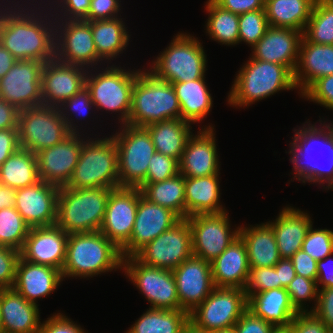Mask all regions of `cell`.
<instances>
[{"label":"cell","instance_id":"obj_1","mask_svg":"<svg viewBox=\"0 0 333 333\" xmlns=\"http://www.w3.org/2000/svg\"><path fill=\"white\" fill-rule=\"evenodd\" d=\"M11 1L6 0L5 3L2 0L0 3V44L18 61L38 60L45 63L54 59L55 21L53 12L46 11L43 7L45 1L41 0L39 7H35L37 0H24L21 3L24 2L25 5L20 4L19 0Z\"/></svg>","mask_w":333,"mask_h":333},{"label":"cell","instance_id":"obj_2","mask_svg":"<svg viewBox=\"0 0 333 333\" xmlns=\"http://www.w3.org/2000/svg\"><path fill=\"white\" fill-rule=\"evenodd\" d=\"M319 122V128L314 124H310V121H306L307 125L303 123L302 128L299 127L293 130L295 135H293V140L290 142L291 148L288 153L292 157L290 156L289 160L293 164V170L295 171L293 179L296 178L302 183L327 184L326 187L323 185V188L333 190V129L329 123L326 124V121L323 124L322 120ZM317 146L318 148H316ZM319 148L321 150L318 152ZM323 148H325L327 154L323 152L324 150L322 151ZM313 151H317L319 154L321 152V154L324 153L327 165L324 163L325 166L323 167V165L318 164L317 161L320 157L314 160L315 157L311 156L314 153Z\"/></svg>","mask_w":333,"mask_h":333},{"label":"cell","instance_id":"obj_3","mask_svg":"<svg viewBox=\"0 0 333 333\" xmlns=\"http://www.w3.org/2000/svg\"><path fill=\"white\" fill-rule=\"evenodd\" d=\"M121 250L100 231L69 234L62 269L66 277H93L122 269Z\"/></svg>","mask_w":333,"mask_h":333},{"label":"cell","instance_id":"obj_4","mask_svg":"<svg viewBox=\"0 0 333 333\" xmlns=\"http://www.w3.org/2000/svg\"><path fill=\"white\" fill-rule=\"evenodd\" d=\"M235 77L227 99L233 107L250 106L279 91L297 88L294 73L287 66L251 56Z\"/></svg>","mask_w":333,"mask_h":333},{"label":"cell","instance_id":"obj_5","mask_svg":"<svg viewBox=\"0 0 333 333\" xmlns=\"http://www.w3.org/2000/svg\"><path fill=\"white\" fill-rule=\"evenodd\" d=\"M181 118L180 103L173 85L141 70L134 83L130 115L126 124L146 127Z\"/></svg>","mask_w":333,"mask_h":333},{"label":"cell","instance_id":"obj_6","mask_svg":"<svg viewBox=\"0 0 333 333\" xmlns=\"http://www.w3.org/2000/svg\"><path fill=\"white\" fill-rule=\"evenodd\" d=\"M112 189L61 187L56 225L68 234L99 231Z\"/></svg>","mask_w":333,"mask_h":333},{"label":"cell","instance_id":"obj_7","mask_svg":"<svg viewBox=\"0 0 333 333\" xmlns=\"http://www.w3.org/2000/svg\"><path fill=\"white\" fill-rule=\"evenodd\" d=\"M82 144L79 160L67 188L119 187L118 154L113 136L89 138Z\"/></svg>","mask_w":333,"mask_h":333},{"label":"cell","instance_id":"obj_8","mask_svg":"<svg viewBox=\"0 0 333 333\" xmlns=\"http://www.w3.org/2000/svg\"><path fill=\"white\" fill-rule=\"evenodd\" d=\"M150 71L156 78L173 83L205 78L206 54L198 38L179 33L169 46L152 61Z\"/></svg>","mask_w":333,"mask_h":333},{"label":"cell","instance_id":"obj_9","mask_svg":"<svg viewBox=\"0 0 333 333\" xmlns=\"http://www.w3.org/2000/svg\"><path fill=\"white\" fill-rule=\"evenodd\" d=\"M101 69L100 73L94 70L95 74L88 69L85 80L95 110L119 113L118 123L125 125L130 115L134 83L142 69L125 70L114 64Z\"/></svg>","mask_w":333,"mask_h":333},{"label":"cell","instance_id":"obj_10","mask_svg":"<svg viewBox=\"0 0 333 333\" xmlns=\"http://www.w3.org/2000/svg\"><path fill=\"white\" fill-rule=\"evenodd\" d=\"M113 138L118 154L119 187H140L145 181L155 146L145 127L122 125Z\"/></svg>","mask_w":333,"mask_h":333},{"label":"cell","instance_id":"obj_11","mask_svg":"<svg viewBox=\"0 0 333 333\" xmlns=\"http://www.w3.org/2000/svg\"><path fill=\"white\" fill-rule=\"evenodd\" d=\"M17 128L20 148L34 154L55 146L71 134L58 107L43 105L19 110Z\"/></svg>","mask_w":333,"mask_h":333},{"label":"cell","instance_id":"obj_12","mask_svg":"<svg viewBox=\"0 0 333 333\" xmlns=\"http://www.w3.org/2000/svg\"><path fill=\"white\" fill-rule=\"evenodd\" d=\"M245 290L215 287L210 295L189 313V321L198 329L212 332L232 328L247 310Z\"/></svg>","mask_w":333,"mask_h":333},{"label":"cell","instance_id":"obj_13","mask_svg":"<svg viewBox=\"0 0 333 333\" xmlns=\"http://www.w3.org/2000/svg\"><path fill=\"white\" fill-rule=\"evenodd\" d=\"M122 268L126 277L151 303L149 308L183 310L172 270L144 265L134 256L123 258Z\"/></svg>","mask_w":333,"mask_h":333},{"label":"cell","instance_id":"obj_14","mask_svg":"<svg viewBox=\"0 0 333 333\" xmlns=\"http://www.w3.org/2000/svg\"><path fill=\"white\" fill-rule=\"evenodd\" d=\"M229 213L197 214L187 217L191 228L192 254L212 262L239 237L240 226L233 229Z\"/></svg>","mask_w":333,"mask_h":333},{"label":"cell","instance_id":"obj_15","mask_svg":"<svg viewBox=\"0 0 333 333\" xmlns=\"http://www.w3.org/2000/svg\"><path fill=\"white\" fill-rule=\"evenodd\" d=\"M55 58L97 70L103 60L97 55L91 25L84 20H55Z\"/></svg>","mask_w":333,"mask_h":333},{"label":"cell","instance_id":"obj_16","mask_svg":"<svg viewBox=\"0 0 333 333\" xmlns=\"http://www.w3.org/2000/svg\"><path fill=\"white\" fill-rule=\"evenodd\" d=\"M191 228L181 219L141 248L134 257L144 265L173 270L192 256Z\"/></svg>","mask_w":333,"mask_h":333},{"label":"cell","instance_id":"obj_17","mask_svg":"<svg viewBox=\"0 0 333 333\" xmlns=\"http://www.w3.org/2000/svg\"><path fill=\"white\" fill-rule=\"evenodd\" d=\"M44 64L38 60H16L0 79V98L18 110L41 106V74Z\"/></svg>","mask_w":333,"mask_h":333},{"label":"cell","instance_id":"obj_18","mask_svg":"<svg viewBox=\"0 0 333 333\" xmlns=\"http://www.w3.org/2000/svg\"><path fill=\"white\" fill-rule=\"evenodd\" d=\"M140 197L138 187H118L110 191L99 231L119 249L131 238Z\"/></svg>","mask_w":333,"mask_h":333},{"label":"cell","instance_id":"obj_19","mask_svg":"<svg viewBox=\"0 0 333 333\" xmlns=\"http://www.w3.org/2000/svg\"><path fill=\"white\" fill-rule=\"evenodd\" d=\"M71 133L55 146L36 153L39 179L59 188L66 186L78 163L85 134ZM85 136V138L81 136Z\"/></svg>","mask_w":333,"mask_h":333},{"label":"cell","instance_id":"obj_20","mask_svg":"<svg viewBox=\"0 0 333 333\" xmlns=\"http://www.w3.org/2000/svg\"><path fill=\"white\" fill-rule=\"evenodd\" d=\"M180 220L175 212L149 201L141 193L131 238L120 249L122 257L134 256L141 248L164 231L171 229Z\"/></svg>","mask_w":333,"mask_h":333},{"label":"cell","instance_id":"obj_21","mask_svg":"<svg viewBox=\"0 0 333 333\" xmlns=\"http://www.w3.org/2000/svg\"><path fill=\"white\" fill-rule=\"evenodd\" d=\"M88 69L56 58L45 62L41 74L42 105L58 107L83 87Z\"/></svg>","mask_w":333,"mask_h":333},{"label":"cell","instance_id":"obj_22","mask_svg":"<svg viewBox=\"0 0 333 333\" xmlns=\"http://www.w3.org/2000/svg\"><path fill=\"white\" fill-rule=\"evenodd\" d=\"M182 309L188 313L200 305L214 290L211 263L191 256L172 270Z\"/></svg>","mask_w":333,"mask_h":333},{"label":"cell","instance_id":"obj_23","mask_svg":"<svg viewBox=\"0 0 333 333\" xmlns=\"http://www.w3.org/2000/svg\"><path fill=\"white\" fill-rule=\"evenodd\" d=\"M69 234L56 224L32 227L25 239L20 257L25 261L62 271Z\"/></svg>","mask_w":333,"mask_h":333},{"label":"cell","instance_id":"obj_24","mask_svg":"<svg viewBox=\"0 0 333 333\" xmlns=\"http://www.w3.org/2000/svg\"><path fill=\"white\" fill-rule=\"evenodd\" d=\"M59 189L40 180L16 190L14 207L30 228L56 224Z\"/></svg>","mask_w":333,"mask_h":333},{"label":"cell","instance_id":"obj_25","mask_svg":"<svg viewBox=\"0 0 333 333\" xmlns=\"http://www.w3.org/2000/svg\"><path fill=\"white\" fill-rule=\"evenodd\" d=\"M214 126L203 127L189 136L179 161V173L184 177L220 174Z\"/></svg>","mask_w":333,"mask_h":333},{"label":"cell","instance_id":"obj_26","mask_svg":"<svg viewBox=\"0 0 333 333\" xmlns=\"http://www.w3.org/2000/svg\"><path fill=\"white\" fill-rule=\"evenodd\" d=\"M303 32L291 28L269 27L252 47L251 57L287 66L293 73L299 57Z\"/></svg>","mask_w":333,"mask_h":333},{"label":"cell","instance_id":"obj_27","mask_svg":"<svg viewBox=\"0 0 333 333\" xmlns=\"http://www.w3.org/2000/svg\"><path fill=\"white\" fill-rule=\"evenodd\" d=\"M38 306L27 301L14 288L0 289L1 331L37 333L41 324Z\"/></svg>","mask_w":333,"mask_h":333},{"label":"cell","instance_id":"obj_28","mask_svg":"<svg viewBox=\"0 0 333 333\" xmlns=\"http://www.w3.org/2000/svg\"><path fill=\"white\" fill-rule=\"evenodd\" d=\"M63 280L62 271L28 262L20 257L13 288L27 301L38 305V298L46 297L53 291L55 292Z\"/></svg>","mask_w":333,"mask_h":333},{"label":"cell","instance_id":"obj_29","mask_svg":"<svg viewBox=\"0 0 333 333\" xmlns=\"http://www.w3.org/2000/svg\"><path fill=\"white\" fill-rule=\"evenodd\" d=\"M333 75V45L315 44L302 37L294 71L295 85L302 95L317 79Z\"/></svg>","mask_w":333,"mask_h":333},{"label":"cell","instance_id":"obj_30","mask_svg":"<svg viewBox=\"0 0 333 333\" xmlns=\"http://www.w3.org/2000/svg\"><path fill=\"white\" fill-rule=\"evenodd\" d=\"M210 263L215 287L240 288L244 290L250 266L247 249L240 236Z\"/></svg>","mask_w":333,"mask_h":333},{"label":"cell","instance_id":"obj_31","mask_svg":"<svg viewBox=\"0 0 333 333\" xmlns=\"http://www.w3.org/2000/svg\"><path fill=\"white\" fill-rule=\"evenodd\" d=\"M267 223L275 234L280 257L290 259L302 249L306 233L313 222L308 213L286 206L275 220Z\"/></svg>","mask_w":333,"mask_h":333},{"label":"cell","instance_id":"obj_32","mask_svg":"<svg viewBox=\"0 0 333 333\" xmlns=\"http://www.w3.org/2000/svg\"><path fill=\"white\" fill-rule=\"evenodd\" d=\"M219 182V174L185 177V219L197 214L226 211L220 203Z\"/></svg>","mask_w":333,"mask_h":333},{"label":"cell","instance_id":"obj_33","mask_svg":"<svg viewBox=\"0 0 333 333\" xmlns=\"http://www.w3.org/2000/svg\"><path fill=\"white\" fill-rule=\"evenodd\" d=\"M247 309L275 327H288L298 314L286 288L258 292L247 299Z\"/></svg>","mask_w":333,"mask_h":333},{"label":"cell","instance_id":"obj_34","mask_svg":"<svg viewBox=\"0 0 333 333\" xmlns=\"http://www.w3.org/2000/svg\"><path fill=\"white\" fill-rule=\"evenodd\" d=\"M250 226H240L239 232L247 249L250 268L275 266L281 257L272 227L267 222Z\"/></svg>","mask_w":333,"mask_h":333},{"label":"cell","instance_id":"obj_35","mask_svg":"<svg viewBox=\"0 0 333 333\" xmlns=\"http://www.w3.org/2000/svg\"><path fill=\"white\" fill-rule=\"evenodd\" d=\"M191 125L181 118H176L153 123L145 128L151 136L156 152L180 161L186 142L193 133Z\"/></svg>","mask_w":333,"mask_h":333},{"label":"cell","instance_id":"obj_36","mask_svg":"<svg viewBox=\"0 0 333 333\" xmlns=\"http://www.w3.org/2000/svg\"><path fill=\"white\" fill-rule=\"evenodd\" d=\"M91 25L92 37L96 46L97 55L103 62L116 59L128 46L130 34L122 18L95 20L88 22ZM105 60V61H104Z\"/></svg>","mask_w":333,"mask_h":333},{"label":"cell","instance_id":"obj_37","mask_svg":"<svg viewBox=\"0 0 333 333\" xmlns=\"http://www.w3.org/2000/svg\"><path fill=\"white\" fill-rule=\"evenodd\" d=\"M172 85L180 103L181 119L190 124L202 122L213 106L205 78Z\"/></svg>","mask_w":333,"mask_h":333},{"label":"cell","instance_id":"obj_38","mask_svg":"<svg viewBox=\"0 0 333 333\" xmlns=\"http://www.w3.org/2000/svg\"><path fill=\"white\" fill-rule=\"evenodd\" d=\"M316 0H265L270 27L291 28L304 32Z\"/></svg>","mask_w":333,"mask_h":333},{"label":"cell","instance_id":"obj_39","mask_svg":"<svg viewBox=\"0 0 333 333\" xmlns=\"http://www.w3.org/2000/svg\"><path fill=\"white\" fill-rule=\"evenodd\" d=\"M36 154L18 148L0 166V184L20 189L39 182Z\"/></svg>","mask_w":333,"mask_h":333},{"label":"cell","instance_id":"obj_40","mask_svg":"<svg viewBox=\"0 0 333 333\" xmlns=\"http://www.w3.org/2000/svg\"><path fill=\"white\" fill-rule=\"evenodd\" d=\"M185 177L179 173L164 181L143 183L139 189L149 201L169 208L185 219Z\"/></svg>","mask_w":333,"mask_h":333},{"label":"cell","instance_id":"obj_41","mask_svg":"<svg viewBox=\"0 0 333 333\" xmlns=\"http://www.w3.org/2000/svg\"><path fill=\"white\" fill-rule=\"evenodd\" d=\"M188 323L189 313L184 310L149 308L126 333H182Z\"/></svg>","mask_w":333,"mask_h":333},{"label":"cell","instance_id":"obj_42","mask_svg":"<svg viewBox=\"0 0 333 333\" xmlns=\"http://www.w3.org/2000/svg\"><path fill=\"white\" fill-rule=\"evenodd\" d=\"M205 6L209 14L205 26L210 38L222 45L238 44L239 14L221 8L213 0H208Z\"/></svg>","mask_w":333,"mask_h":333},{"label":"cell","instance_id":"obj_43","mask_svg":"<svg viewBox=\"0 0 333 333\" xmlns=\"http://www.w3.org/2000/svg\"><path fill=\"white\" fill-rule=\"evenodd\" d=\"M303 36L315 44L333 45V0H316Z\"/></svg>","mask_w":333,"mask_h":333},{"label":"cell","instance_id":"obj_44","mask_svg":"<svg viewBox=\"0 0 333 333\" xmlns=\"http://www.w3.org/2000/svg\"><path fill=\"white\" fill-rule=\"evenodd\" d=\"M30 226L15 207L0 209V242L1 247L21 251Z\"/></svg>","mask_w":333,"mask_h":333},{"label":"cell","instance_id":"obj_45","mask_svg":"<svg viewBox=\"0 0 333 333\" xmlns=\"http://www.w3.org/2000/svg\"><path fill=\"white\" fill-rule=\"evenodd\" d=\"M269 27L265 9L239 14L238 45L243 41L252 48L265 35Z\"/></svg>","mask_w":333,"mask_h":333},{"label":"cell","instance_id":"obj_46","mask_svg":"<svg viewBox=\"0 0 333 333\" xmlns=\"http://www.w3.org/2000/svg\"><path fill=\"white\" fill-rule=\"evenodd\" d=\"M91 108L95 109V105L92 102L90 92L86 88V86L83 87L71 98L64 101L60 106H58L61 117L65 120L67 128L70 130L71 133H80L79 131H81L79 130L81 128H78L80 126H76L77 124L75 123V121L77 120H74V116L77 115L78 117H80V119L83 115L88 116L89 114H91V112H89L90 110H92ZM72 116L73 118H71Z\"/></svg>","mask_w":333,"mask_h":333},{"label":"cell","instance_id":"obj_47","mask_svg":"<svg viewBox=\"0 0 333 333\" xmlns=\"http://www.w3.org/2000/svg\"><path fill=\"white\" fill-rule=\"evenodd\" d=\"M316 280L308 279L303 276L296 275L290 284L286 287V291L291 300V304L298 313L313 312L317 305L318 290ZM314 301V307L305 308L306 301Z\"/></svg>","mask_w":333,"mask_h":333},{"label":"cell","instance_id":"obj_48","mask_svg":"<svg viewBox=\"0 0 333 333\" xmlns=\"http://www.w3.org/2000/svg\"><path fill=\"white\" fill-rule=\"evenodd\" d=\"M302 250L316 261L333 255V231L329 229H313L309 227L302 243Z\"/></svg>","mask_w":333,"mask_h":333},{"label":"cell","instance_id":"obj_49","mask_svg":"<svg viewBox=\"0 0 333 333\" xmlns=\"http://www.w3.org/2000/svg\"><path fill=\"white\" fill-rule=\"evenodd\" d=\"M279 288L278 272L273 267L250 268L244 288L247 299L258 293Z\"/></svg>","mask_w":333,"mask_h":333},{"label":"cell","instance_id":"obj_50","mask_svg":"<svg viewBox=\"0 0 333 333\" xmlns=\"http://www.w3.org/2000/svg\"><path fill=\"white\" fill-rule=\"evenodd\" d=\"M179 174V161L156 152L148 164V172L144 183H155L167 180Z\"/></svg>","mask_w":333,"mask_h":333},{"label":"cell","instance_id":"obj_51","mask_svg":"<svg viewBox=\"0 0 333 333\" xmlns=\"http://www.w3.org/2000/svg\"><path fill=\"white\" fill-rule=\"evenodd\" d=\"M50 1L51 0H47L49 3H45L47 5H45V7H47L48 10L50 9L51 12H55V15L53 14V16H56L54 20H83L89 12L91 3V0H52V3H50Z\"/></svg>","mask_w":333,"mask_h":333},{"label":"cell","instance_id":"obj_52","mask_svg":"<svg viewBox=\"0 0 333 333\" xmlns=\"http://www.w3.org/2000/svg\"><path fill=\"white\" fill-rule=\"evenodd\" d=\"M301 97L333 110V75L317 79Z\"/></svg>","mask_w":333,"mask_h":333},{"label":"cell","instance_id":"obj_53","mask_svg":"<svg viewBox=\"0 0 333 333\" xmlns=\"http://www.w3.org/2000/svg\"><path fill=\"white\" fill-rule=\"evenodd\" d=\"M19 258L16 249L0 247V289L13 288Z\"/></svg>","mask_w":333,"mask_h":333},{"label":"cell","instance_id":"obj_54","mask_svg":"<svg viewBox=\"0 0 333 333\" xmlns=\"http://www.w3.org/2000/svg\"><path fill=\"white\" fill-rule=\"evenodd\" d=\"M289 327L291 333H330V328L313 312L298 313Z\"/></svg>","mask_w":333,"mask_h":333},{"label":"cell","instance_id":"obj_55","mask_svg":"<svg viewBox=\"0 0 333 333\" xmlns=\"http://www.w3.org/2000/svg\"><path fill=\"white\" fill-rule=\"evenodd\" d=\"M37 333H87L63 313H56L40 324Z\"/></svg>","mask_w":333,"mask_h":333},{"label":"cell","instance_id":"obj_56","mask_svg":"<svg viewBox=\"0 0 333 333\" xmlns=\"http://www.w3.org/2000/svg\"><path fill=\"white\" fill-rule=\"evenodd\" d=\"M119 0H91L86 22L117 18L121 4Z\"/></svg>","mask_w":333,"mask_h":333},{"label":"cell","instance_id":"obj_57","mask_svg":"<svg viewBox=\"0 0 333 333\" xmlns=\"http://www.w3.org/2000/svg\"><path fill=\"white\" fill-rule=\"evenodd\" d=\"M235 333H272L275 326L246 310L233 326Z\"/></svg>","mask_w":333,"mask_h":333},{"label":"cell","instance_id":"obj_58","mask_svg":"<svg viewBox=\"0 0 333 333\" xmlns=\"http://www.w3.org/2000/svg\"><path fill=\"white\" fill-rule=\"evenodd\" d=\"M313 313L329 328L333 326V288L319 289Z\"/></svg>","mask_w":333,"mask_h":333},{"label":"cell","instance_id":"obj_59","mask_svg":"<svg viewBox=\"0 0 333 333\" xmlns=\"http://www.w3.org/2000/svg\"><path fill=\"white\" fill-rule=\"evenodd\" d=\"M290 260L293 263L296 275L317 280V261L302 249L298 250Z\"/></svg>","mask_w":333,"mask_h":333},{"label":"cell","instance_id":"obj_60","mask_svg":"<svg viewBox=\"0 0 333 333\" xmlns=\"http://www.w3.org/2000/svg\"><path fill=\"white\" fill-rule=\"evenodd\" d=\"M221 8L235 14L265 9V0H213Z\"/></svg>","mask_w":333,"mask_h":333},{"label":"cell","instance_id":"obj_61","mask_svg":"<svg viewBox=\"0 0 333 333\" xmlns=\"http://www.w3.org/2000/svg\"><path fill=\"white\" fill-rule=\"evenodd\" d=\"M18 148V128H8L0 130V166Z\"/></svg>","mask_w":333,"mask_h":333},{"label":"cell","instance_id":"obj_62","mask_svg":"<svg viewBox=\"0 0 333 333\" xmlns=\"http://www.w3.org/2000/svg\"><path fill=\"white\" fill-rule=\"evenodd\" d=\"M316 282L317 285H322L320 289L333 288V258L331 255L317 261Z\"/></svg>","mask_w":333,"mask_h":333},{"label":"cell","instance_id":"obj_63","mask_svg":"<svg viewBox=\"0 0 333 333\" xmlns=\"http://www.w3.org/2000/svg\"><path fill=\"white\" fill-rule=\"evenodd\" d=\"M19 110L0 98V130L17 128Z\"/></svg>","mask_w":333,"mask_h":333},{"label":"cell","instance_id":"obj_64","mask_svg":"<svg viewBox=\"0 0 333 333\" xmlns=\"http://www.w3.org/2000/svg\"><path fill=\"white\" fill-rule=\"evenodd\" d=\"M274 268L278 272L279 288H286L296 276L293 263L289 258H281Z\"/></svg>","mask_w":333,"mask_h":333},{"label":"cell","instance_id":"obj_65","mask_svg":"<svg viewBox=\"0 0 333 333\" xmlns=\"http://www.w3.org/2000/svg\"><path fill=\"white\" fill-rule=\"evenodd\" d=\"M16 189L0 184V209L15 206Z\"/></svg>","mask_w":333,"mask_h":333},{"label":"cell","instance_id":"obj_66","mask_svg":"<svg viewBox=\"0 0 333 333\" xmlns=\"http://www.w3.org/2000/svg\"><path fill=\"white\" fill-rule=\"evenodd\" d=\"M15 62L16 59L12 54L0 44V79L8 73Z\"/></svg>","mask_w":333,"mask_h":333},{"label":"cell","instance_id":"obj_67","mask_svg":"<svg viewBox=\"0 0 333 333\" xmlns=\"http://www.w3.org/2000/svg\"><path fill=\"white\" fill-rule=\"evenodd\" d=\"M182 333H209V332L198 329L189 321V323L183 328Z\"/></svg>","mask_w":333,"mask_h":333},{"label":"cell","instance_id":"obj_68","mask_svg":"<svg viewBox=\"0 0 333 333\" xmlns=\"http://www.w3.org/2000/svg\"><path fill=\"white\" fill-rule=\"evenodd\" d=\"M272 333H291L290 327H275Z\"/></svg>","mask_w":333,"mask_h":333},{"label":"cell","instance_id":"obj_69","mask_svg":"<svg viewBox=\"0 0 333 333\" xmlns=\"http://www.w3.org/2000/svg\"><path fill=\"white\" fill-rule=\"evenodd\" d=\"M209 333H235L234 328H228V329H221V330H216V331H212Z\"/></svg>","mask_w":333,"mask_h":333},{"label":"cell","instance_id":"obj_70","mask_svg":"<svg viewBox=\"0 0 333 333\" xmlns=\"http://www.w3.org/2000/svg\"><path fill=\"white\" fill-rule=\"evenodd\" d=\"M330 333H333V326L330 328Z\"/></svg>","mask_w":333,"mask_h":333},{"label":"cell","instance_id":"obj_71","mask_svg":"<svg viewBox=\"0 0 333 333\" xmlns=\"http://www.w3.org/2000/svg\"><path fill=\"white\" fill-rule=\"evenodd\" d=\"M329 125H330V126H331V128L333 129V122H332L331 124L329 123Z\"/></svg>","mask_w":333,"mask_h":333}]
</instances>
